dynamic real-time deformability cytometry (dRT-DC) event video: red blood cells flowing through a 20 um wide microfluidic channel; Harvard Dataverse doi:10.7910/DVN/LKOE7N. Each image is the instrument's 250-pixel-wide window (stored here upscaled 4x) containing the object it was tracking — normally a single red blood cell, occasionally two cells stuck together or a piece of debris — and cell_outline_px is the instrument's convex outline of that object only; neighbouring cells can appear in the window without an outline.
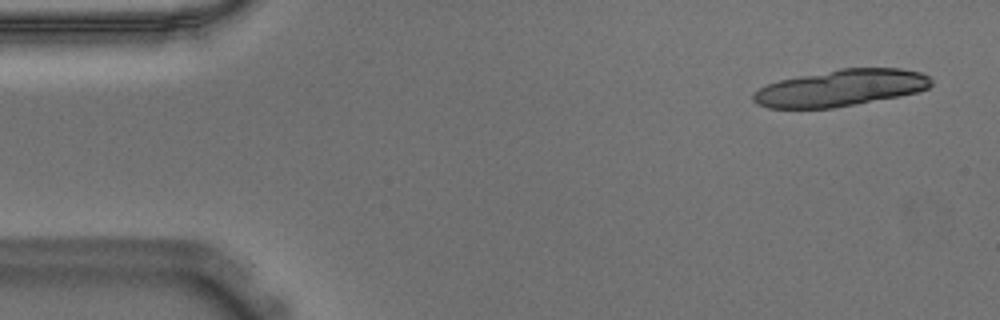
{"species": "Egyptian fruit bat (a non-hibernating species)", "species_latin": "Rousettus aegyptiacus", "temperature_condition": "warm", "stored_images_in_passage": 17, "camera_frame_rate_fps": 3000, "um_per_image_px": 0.085, "animal": {"sex": "male"}, "frame": {"image": 1, "passage_image": 3, "time_ms": 0.667, "image_size_px": [1000, 320], "cell_outline_px": [[932, 84], [928, 88], [916, 92], [900, 96], [832, 108], [768, 108], [756, 104], [752, 100], [752, 92], [764, 84], [780, 80], [840, 68], [900, 68], [920, 72], [928, 76], [932, 80]], "centroid_in_image_um": [71.42, 7.48], "position_along_channel_um": 13.6, "area_um2": 38.03}}